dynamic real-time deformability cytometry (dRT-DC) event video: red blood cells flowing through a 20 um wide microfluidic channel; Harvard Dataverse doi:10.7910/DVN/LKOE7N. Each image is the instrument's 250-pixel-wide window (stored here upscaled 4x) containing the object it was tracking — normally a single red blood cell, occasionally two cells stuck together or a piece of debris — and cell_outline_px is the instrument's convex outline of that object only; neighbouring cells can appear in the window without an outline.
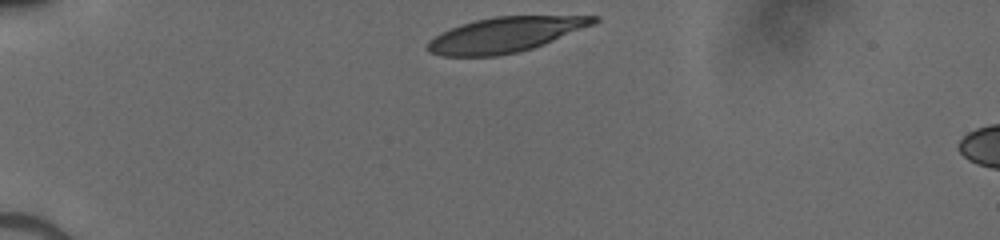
{"species": "human", "species_latin": "Homo sapiens", "temperature_condition": "cold", "stored_images_in_passage": 32, "camera_frame_rate_fps": 3000, "um_per_image_px": 0.085, "donor": {"sex": "male"}, "frame": {"image": 1, "passage_image": 1, "time_ms": 0.0, "image_size_px": [1000, 240], "cell_outline_px": [[600, 20], [592, 24], [544, 44], [532, 48], [516, 52], [496, 56], [440, 56], [428, 52], [424, 48], [428, 40], [440, 32], [476, 20], [496, 16], [600, 16]], "centroid_in_image_um": [42.87, 2.96], "position_along_channel_um": 42.1, "area_um2": 33.64}}
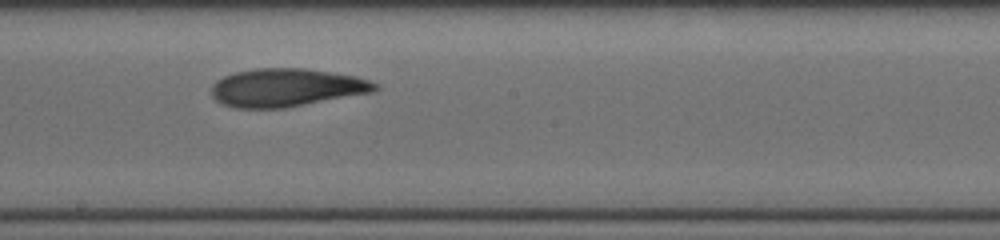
{"frame": {"image": 2, "passage_image": 18, "time_ms": 5.667, "image_size_px": [1000, 240], "cell_outline_px": [[380, 88], [376, 92], [284, 108], [236, 108], [224, 104], [216, 100], [212, 96], [212, 84], [216, 80], [224, 76], [236, 72], [256, 68], [304, 68], [356, 76], [380, 84]], "centroid_in_image_um": [24.39, 7.45], "position_along_channel_um": 223.8, "area_um2": 36.53}}
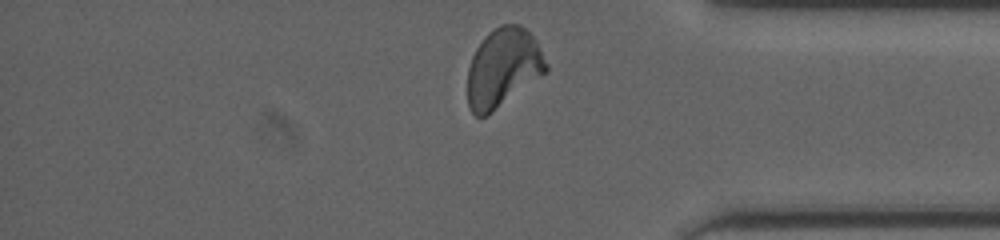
{"frame": {"image": 3, "passage_image": 31, "time_ms": 10.0, "image_size_px": [1000, 240], "cell_outline_px": [[548, 68], [544, 72], [484, 116], [476, 116], [472, 112], [468, 104], [468, 68], [472, 56], [476, 48], [484, 36], [488, 32], [500, 24], [520, 24], [536, 40], [548, 64]], "centroid_in_image_um": [42.73, 5.69], "position_along_channel_um": 392.5, "area_um2": 35.08}}